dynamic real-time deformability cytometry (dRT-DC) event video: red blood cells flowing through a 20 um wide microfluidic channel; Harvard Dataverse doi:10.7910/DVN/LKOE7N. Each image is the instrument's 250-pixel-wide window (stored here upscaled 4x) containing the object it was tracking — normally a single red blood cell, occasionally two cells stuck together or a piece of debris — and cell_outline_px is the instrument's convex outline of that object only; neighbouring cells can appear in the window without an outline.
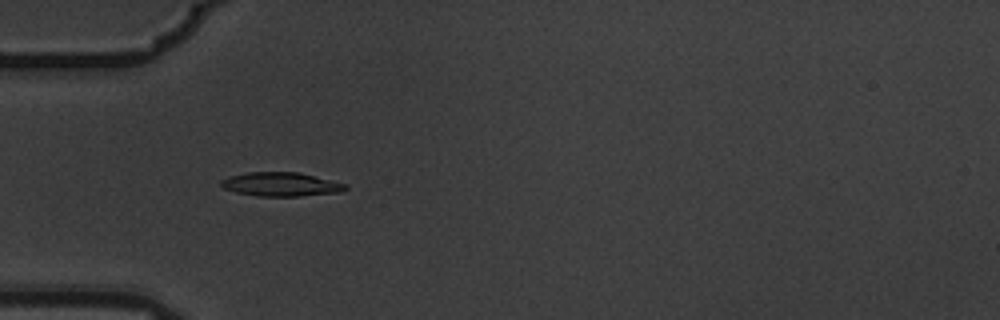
{"species": "common noctule bat (a hibernating species)", "species_latin": "Nyctalus noctula", "temperature_condition": "warm", "stored_images_in_passage": 6, "camera_frame_rate_fps": 3000, "um_per_image_px": 0.085, "animal": {"sex": "male", "body_mass_g": 19.5, "forearm_length_mm": 54.6}, "frame": {"image": 1, "passage_image": 5, "time_ms": 1.333, "image_size_px": [1000, 320], "cell_outline_px": [[348, 188], [344, 192], [296, 196], [256, 196], [236, 192], [224, 188], [220, 184], [220, 180], [228, 176], [248, 172], [296, 172], [348, 184]], "centroid_in_image_um": [23.88, 15.67], "position_along_channel_um": 61.1, "area_um2": 17.34}}
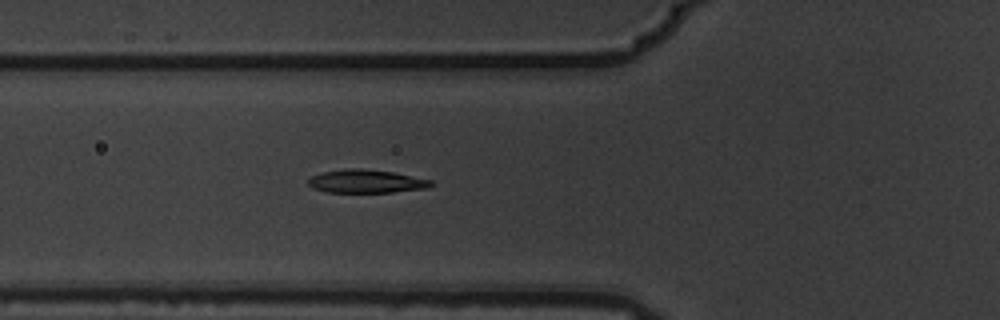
{"frame": {"image": 2, "passage_image": 6, "time_ms": 1.667, "image_size_px": [1000, 320], "cell_outline_px": [[436, 184], [428, 188], [392, 192], [328, 192], [312, 188], [308, 184], [308, 180], [312, 176], [324, 172], [348, 168], [360, 168], [392, 172], [432, 180]], "centroid_in_image_um": [31.16, 15.41], "position_along_channel_um": 94.6, "area_um2": 16.59}}